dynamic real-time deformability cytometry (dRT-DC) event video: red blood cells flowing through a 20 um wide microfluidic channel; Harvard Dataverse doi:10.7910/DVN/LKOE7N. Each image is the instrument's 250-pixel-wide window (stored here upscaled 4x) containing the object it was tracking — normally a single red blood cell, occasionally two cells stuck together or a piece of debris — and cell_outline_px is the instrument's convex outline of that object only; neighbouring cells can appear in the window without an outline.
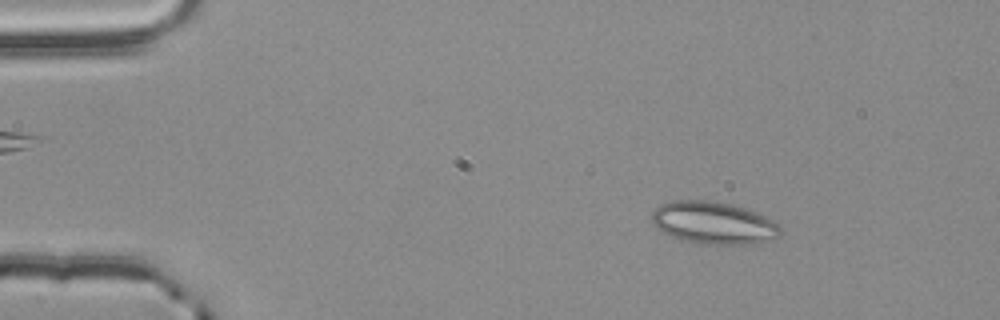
{"species": "common noctule bat (a hibernating species)", "species_latin": "Nyctalus noctula", "temperature_condition": "room temperature", "stored_images_in_passage": 55, "camera_frame_rate_fps": 3000, "um_per_image_px": 0.085, "animal": {"sex": "male", "body_mass_g": 20.4}, "frame": {"image": 1, "passage_image": 8, "time_ms": 2.333, "image_size_px": [1000, 320], "cell_outline_px": [[780, 236], [752, 244], [696, 244], [672, 236], [656, 228], [652, 224], [652, 212], [660, 204], [672, 200], [704, 200], [732, 204], [760, 212], [780, 224]], "centroid_in_image_um": [60.66, 18.93], "position_along_channel_um": 24.3, "area_um2": 32.02}}
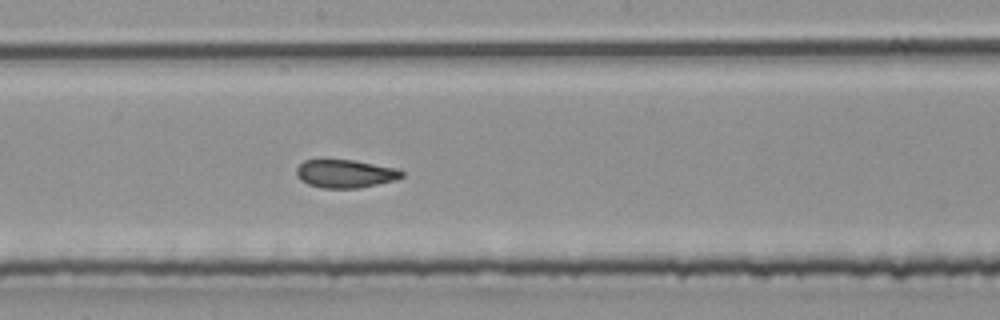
{"frame": {"image": 2, "passage_image": 30, "time_ms": 9.667, "image_size_px": [1000, 320], "cell_outline_px": [[404, 176], [392, 180], [360, 188], [324, 188], [308, 184], [300, 180], [296, 176], [296, 168], [304, 160], [352, 160], [396, 168], [404, 172]], "centroid_in_image_um": [29.31, 14.76], "position_along_channel_um": 218.9, "area_um2": 17.11}}
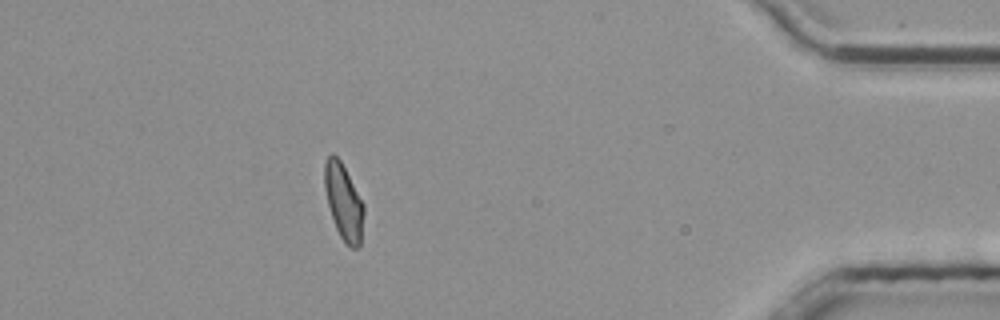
{"frame": {"image": 3, "passage_image": 49, "time_ms": 16.0, "image_size_px": [1000, 320], "cell_outline_px": [[364, 212], [360, 244], [356, 248], [352, 248], [340, 236], [336, 228], [328, 204], [324, 188], [324, 164], [328, 156], [332, 152], [340, 160], [364, 204]], "centroid_in_image_um": [29.2, 17.13], "position_along_channel_um": 406.0, "area_um2": 17.05}, "authors_computed_cell_mechanics": {"area_um2": 18.0914, "velocity_mm_per_s": 3.7766, "shape_relaxation_time_tau1_ms": 8.3954, "shape_relaxation_time_tau2_ms": 1.3565, "deformation_change_tau1": 0.1358, "deformation_change_tau2": 0.0632}}